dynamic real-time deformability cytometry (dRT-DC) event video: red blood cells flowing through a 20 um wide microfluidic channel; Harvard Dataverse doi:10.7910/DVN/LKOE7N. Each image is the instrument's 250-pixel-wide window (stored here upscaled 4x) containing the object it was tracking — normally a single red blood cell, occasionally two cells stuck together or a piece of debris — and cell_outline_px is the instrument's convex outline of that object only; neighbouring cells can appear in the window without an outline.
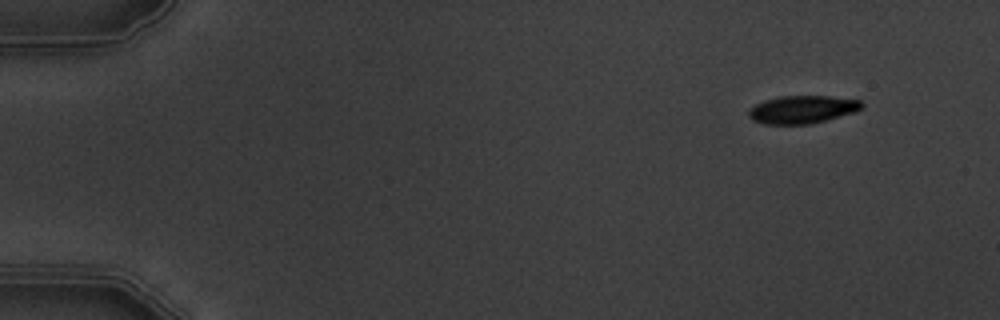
{"species": "common noctule bat (a hibernating species)", "species_latin": "Nyctalus noctula", "temperature_condition": "warm", "stored_images_in_passage": 10, "camera_frame_rate_fps": 3000, "um_per_image_px": 0.085, "animal": {"sex": "male", "body_mass_g": 19.5, "forearm_length_mm": 54.6}, "frame": {"image": 1, "passage_image": 1, "time_ms": 0.0, "image_size_px": [1000, 320], "cell_outline_px": [[864, 108], [856, 112], [812, 124], [764, 124], [752, 120], [748, 116], [748, 112], [756, 104], [764, 100], [780, 96], [828, 96], [860, 100], [864, 104]], "centroid_in_image_um": [68.23, 9.31], "position_along_channel_um": 16.8, "area_um2": 18.5}}
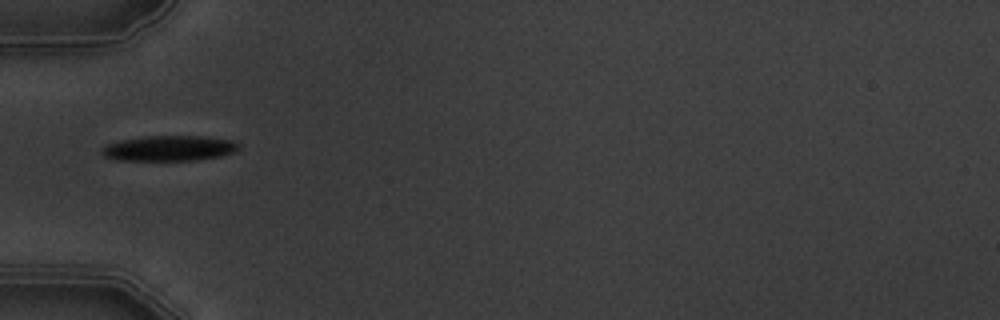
{"frame": {"image": 2, "passage_image": 5, "time_ms": 4.667, "image_size_px": [1000, 320], "cell_outline_px": [[240, 148], [236, 152], [220, 156], [196, 160], [116, 160], [104, 156], [100, 152], [108, 144], [120, 140], [144, 136], [204, 136], [232, 140], [240, 144]], "centroid_in_image_um": [14.42, 12.6], "position_along_channel_um": 70.6, "area_um2": 20.29}}